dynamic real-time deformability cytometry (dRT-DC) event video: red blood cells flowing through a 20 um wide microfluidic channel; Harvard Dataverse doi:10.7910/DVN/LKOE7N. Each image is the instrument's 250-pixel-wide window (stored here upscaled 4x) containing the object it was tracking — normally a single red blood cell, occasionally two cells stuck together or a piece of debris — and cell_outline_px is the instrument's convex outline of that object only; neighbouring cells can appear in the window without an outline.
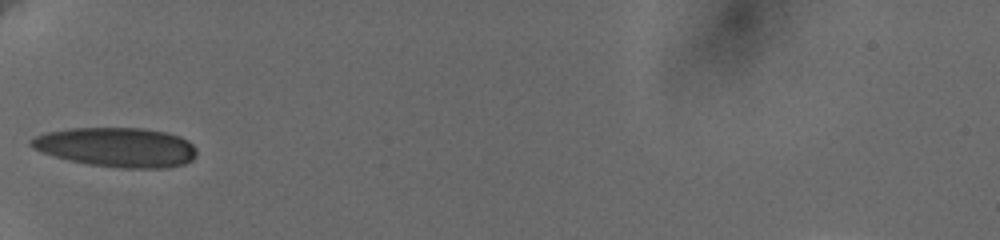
{"species": "human", "species_latin": "Homo sapiens", "temperature_condition": "cold", "stored_images_in_passage": 37, "camera_frame_rate_fps": 3000, "um_per_image_px": 0.085, "donor": {"sex": "female"}, "frame": {"image": 1, "passage_image": 1, "time_ms": 0.0, "image_size_px": [1000, 240], "cell_outline_px": [[196, 156], [192, 160], [184, 164], [168, 168], [124, 168], [88, 164], [68, 160], [40, 152], [32, 148], [28, 144], [28, 140], [36, 136], [48, 132], [68, 128], [144, 128], [168, 132], [180, 136], [188, 140], [196, 148]], "centroid_in_image_um": [9.92, 12.51], "position_along_channel_um": 75.1, "area_um2": 38.44}}
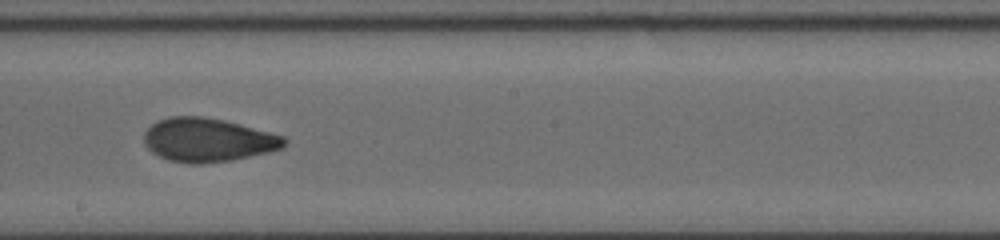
{"frame": {"image": 2, "passage_image": 15, "time_ms": 4.333, "image_size_px": [1000, 240], "cell_outline_px": [[288, 144], [284, 148], [268, 152], [232, 160], [200, 164], [188, 164], [168, 160], [152, 152], [144, 144], [144, 132], [156, 120], [168, 116], [204, 116], [224, 120], [240, 124], [284, 136], [288, 140]], "centroid_in_image_um": [17.67, 11.89], "position_along_channel_um": 230.5, "area_um2": 36.01}}
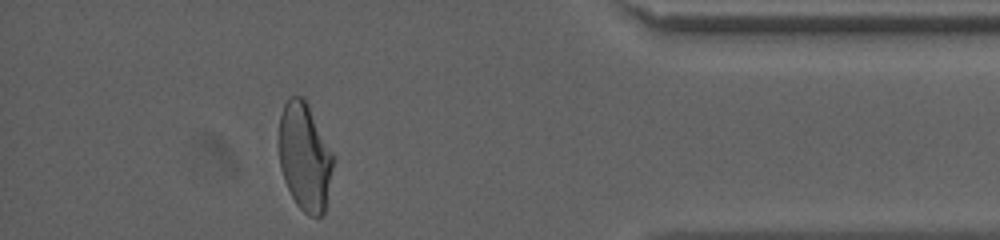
{"frame": {"image": 3, "passage_image": 32, "time_ms": 10.0, "image_size_px": [1000, 240], "cell_outline_px": [[332, 168], [324, 212], [320, 216], [308, 216], [296, 204], [284, 180], [280, 168], [280, 116], [284, 104], [288, 96], [304, 96], [308, 104], [332, 156]], "centroid_in_image_um": [25.87, 13.32], "position_along_channel_um": 409.3, "area_um2": 33.18}, "authors_computed_cell_mechanics": {"area_um2": 35.547, "velocity_mm_per_s": 3.6408, "shape_relaxation_time_tau1_ms": 5.2657, "shape_relaxation_time_tau2_ms": 1.4418, "deformation_change_tau1": 0.1731, "deformation_change_tau2": 0.0636}}